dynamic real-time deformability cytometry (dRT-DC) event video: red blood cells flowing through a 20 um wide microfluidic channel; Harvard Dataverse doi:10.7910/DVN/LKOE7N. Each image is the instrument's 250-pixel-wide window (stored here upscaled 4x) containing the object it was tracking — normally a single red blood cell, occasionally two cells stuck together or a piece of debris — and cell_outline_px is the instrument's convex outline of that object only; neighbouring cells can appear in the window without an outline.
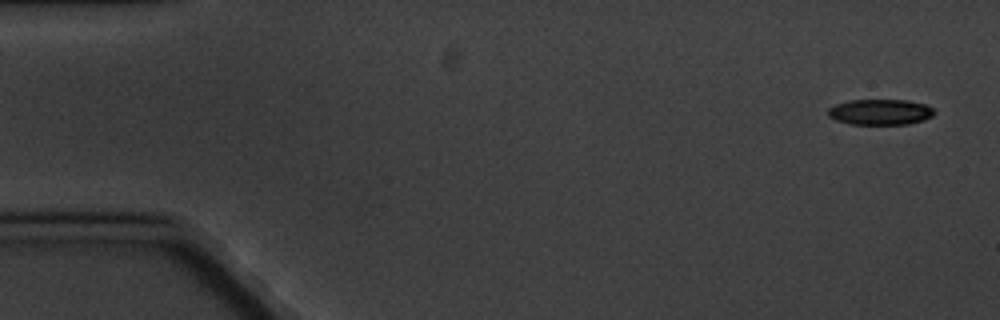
{"species": "common noctule bat (a hibernating species)", "species_latin": "Nyctalus noctula", "temperature_condition": "cold", "stored_images_in_passage": 5, "camera_frame_rate_fps": 3000, "um_per_image_px": 0.085, "animal": {"sex": "male", "body_mass_g": 20.1, "forearm_length_mm": 53.5}, "frame": {"image": 1, "passage_image": 1, "time_ms": 0.0, "image_size_px": [1000, 320], "cell_outline_px": [[936, 112], [932, 116], [924, 120], [908, 124], [852, 124], [836, 120], [828, 116], [828, 108], [836, 104], [848, 100], [908, 100], [924, 104], [932, 108]], "centroid_in_image_um": [74.82, 9.52], "position_along_channel_um": 10.2, "area_um2": 15.9}}
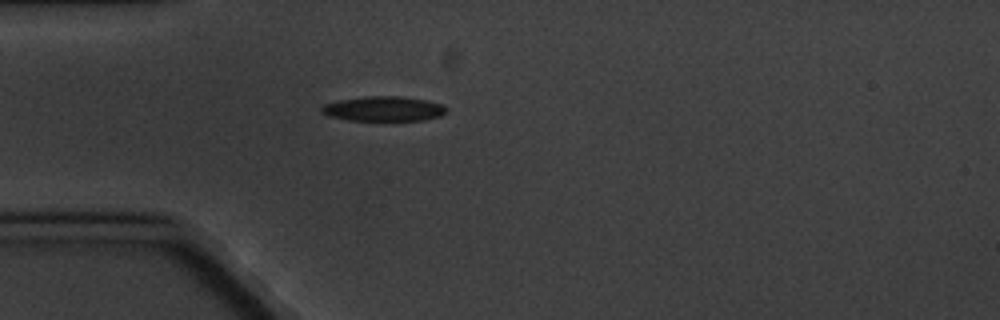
{"frame": {"image": 2, "passage_image": 5, "time_ms": 4.667, "image_size_px": [1000, 320], "cell_outline_px": [[444, 112], [440, 116], [424, 120], [348, 120], [328, 116], [320, 112], [320, 108], [324, 104], [340, 100], [364, 96], [400, 96], [424, 100], [440, 104], [444, 108]], "centroid_in_image_um": [32.52, 9.24], "position_along_channel_um": 52.5, "area_um2": 17.8}}